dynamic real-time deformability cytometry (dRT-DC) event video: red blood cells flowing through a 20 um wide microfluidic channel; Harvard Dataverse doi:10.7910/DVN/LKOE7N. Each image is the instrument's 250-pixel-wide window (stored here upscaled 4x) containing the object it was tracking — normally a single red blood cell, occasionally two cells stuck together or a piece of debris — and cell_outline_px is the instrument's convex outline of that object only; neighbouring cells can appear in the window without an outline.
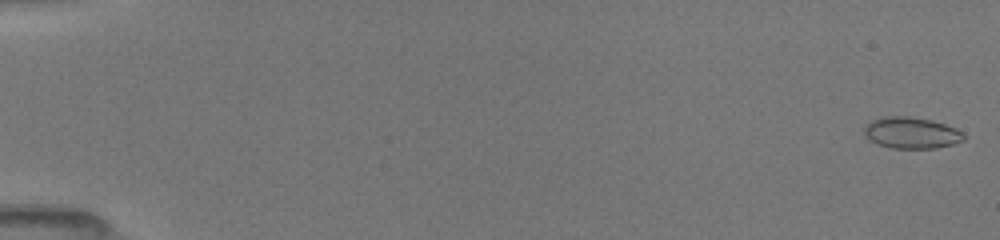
{"species": "common noctule bat (a hibernating species)", "species_latin": "Nyctalus noctula", "temperature_condition": "room temperature", "stored_images_in_passage": 51, "camera_frame_rate_fps": 3000, "um_per_image_px": 0.085, "animal": {"sex": "female", "body_mass_g": 19.5, "forearm_length_mm": 54.1}, "frame": {"image": 1, "passage_image": 1, "time_ms": 0.0, "image_size_px": [1000, 240], "cell_outline_px": [[968, 136], [964, 140], [952, 144], [936, 148], [892, 148], [876, 144], [868, 140], [864, 136], [864, 124], [872, 120], [884, 116], [908, 116], [932, 120], [956, 128], [964, 132]], "centroid_in_image_um": [77.46, 11.29], "position_along_channel_um": 7.5, "area_um2": 18.55}}
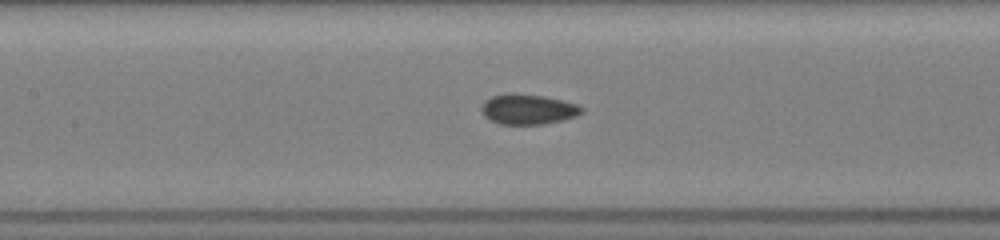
{"frame": {"image": 2, "passage_image": 25, "time_ms": 8.0, "image_size_px": [1000, 240], "cell_outline_px": [[584, 112], [576, 116], [564, 120], [544, 124], [500, 124], [484, 116], [480, 112], [480, 108], [484, 100], [492, 96], [504, 92], [512, 92], [544, 96], [580, 104], [584, 108]], "centroid_in_image_um": [44.88, 9.27], "position_along_channel_um": 162.5, "area_um2": 18.09}}
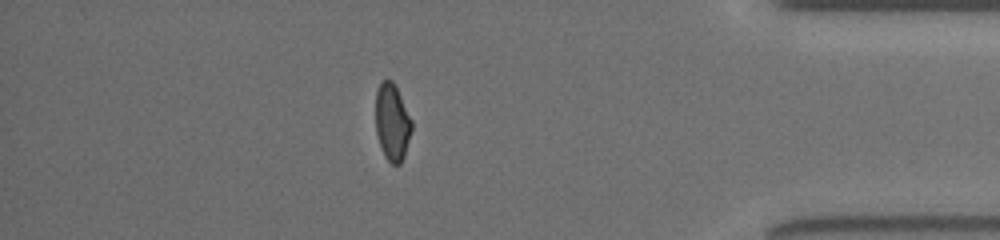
{"frame": {"image": 3, "passage_image": 45, "time_ms": 14.667, "image_size_px": [1000, 240], "cell_outline_px": [[412, 128], [404, 156], [400, 164], [392, 164], [384, 156], [376, 132], [376, 92], [380, 80], [392, 80], [396, 84], [412, 120]], "centroid_in_image_um": [33.34, 10.34], "position_along_channel_um": 401.9, "area_um2": 16.3}, "authors_computed_cell_mechanics": {"area_um2": 17.2244, "velocity_mm_per_s": 4.0693, "shape_relaxation_time_tau1_ms": null, "shape_relaxation_time_tau2_ms": 1.9061, "deformation_change_tau1": null, "deformation_change_tau2": 0.0528}}